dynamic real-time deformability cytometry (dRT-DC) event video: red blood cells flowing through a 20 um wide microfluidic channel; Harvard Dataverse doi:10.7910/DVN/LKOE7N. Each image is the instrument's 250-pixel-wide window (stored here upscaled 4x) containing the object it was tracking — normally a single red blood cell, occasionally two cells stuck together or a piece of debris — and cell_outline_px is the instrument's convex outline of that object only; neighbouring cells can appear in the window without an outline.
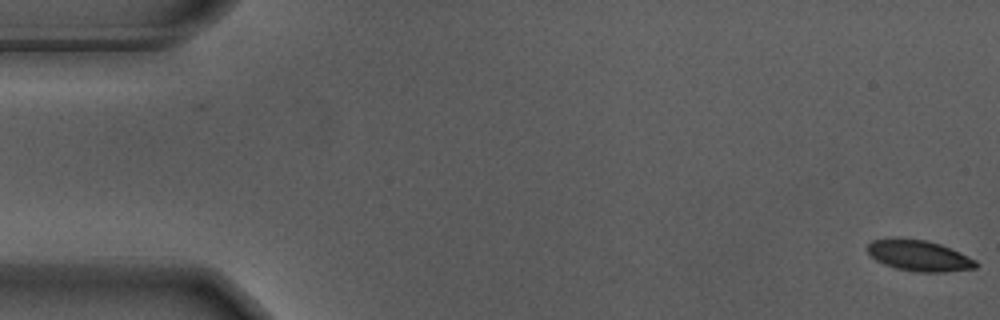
{"species": "Egyptian fruit bat (a non-hibernating species)", "species_latin": "Rousettus aegyptiacus", "temperature_condition": "warm", "stored_images_in_passage": 58, "camera_frame_rate_fps": 3000, "um_per_image_px": 0.085, "animal": {"sex": "male"}, "frame": {"image": 1, "passage_image": 1, "time_ms": 0.0, "image_size_px": [1000, 320], "cell_outline_px": [[980, 264], [976, 268], [944, 272], [916, 272], [896, 268], [884, 264], [876, 260], [868, 252], [868, 244], [872, 240], [892, 236], [924, 240], [940, 244], [960, 252], [976, 260]], "centroid_in_image_um": [78.11, 21.71], "position_along_channel_um": 6.9, "area_um2": 19.77}}
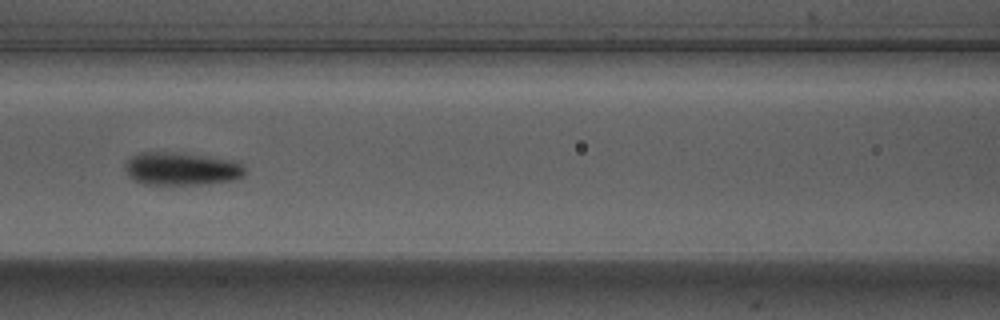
{"frame": {"image": 2, "passage_image": 25, "time_ms": 8.0, "image_size_px": [1000, 320], "cell_outline_px": [[248, 172], [244, 176], [236, 180], [200, 184], [140, 184], [128, 176], [124, 168], [124, 160], [140, 152], [164, 152], [204, 156], [240, 160]], "centroid_in_image_um": [15.45, 14.35], "position_along_channel_um": 151.2, "area_um2": 23.41}}
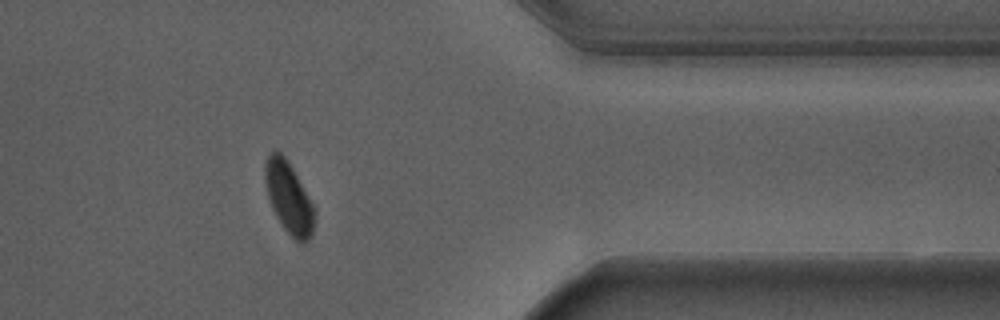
{"frame": {"image": 3, "passage_image": 46, "time_ms": 15.0, "image_size_px": [1000, 320], "cell_outline_px": [[316, 212], [312, 232], [308, 240], [304, 244], [300, 244], [284, 228], [276, 216], [272, 208], [268, 196], [264, 180], [264, 164], [268, 152], [276, 148], [284, 156], [292, 168], [316, 208]], "centroid_in_image_um": [24.54, 16.77], "position_along_channel_um": 386.9, "area_um2": 20.81}, "authors_computed_cell_mechanics": {"area_um2": 21.5305, "velocity_mm_per_s": 3.6574, "shape_relaxation_time_tau1_ms": 3.1509, "shape_relaxation_time_tau2_ms": null, "deformation_change_tau1": 0.1338, "deformation_change_tau2": null}}